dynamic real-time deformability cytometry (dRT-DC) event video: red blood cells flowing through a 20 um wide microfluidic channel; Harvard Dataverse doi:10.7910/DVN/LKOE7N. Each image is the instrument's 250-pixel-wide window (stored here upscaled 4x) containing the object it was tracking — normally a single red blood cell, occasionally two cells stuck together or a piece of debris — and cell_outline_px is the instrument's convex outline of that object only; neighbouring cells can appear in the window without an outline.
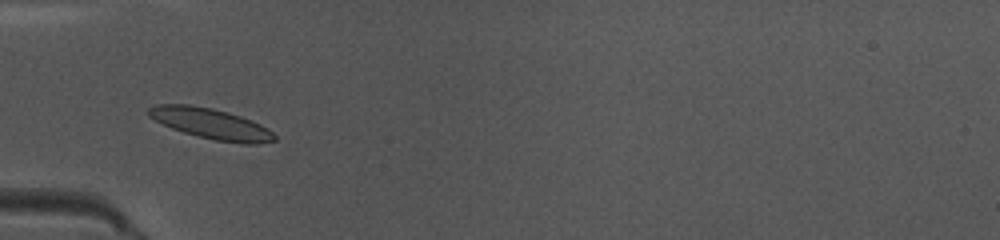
{"species": "common noctule bat (a hibernating species)", "species_latin": "Nyctalus noctula", "temperature_condition": "warm", "stored_images_in_passage": 35, "camera_frame_rate_fps": 3000, "um_per_image_px": 0.085, "animal": {"sex": "female", "body_mass_g": 10.0, "forearm_length_mm": 53.1}, "frame": {"image": 1, "passage_image": 2, "time_ms": 0.333, "image_size_px": [1000, 240], "cell_outline_px": [[276, 140], [260, 144], [244, 144], [216, 140], [184, 132], [172, 128], [148, 116], [148, 108], [156, 104], [188, 104], [212, 108], [228, 112], [252, 120], [268, 128], [276, 136]], "centroid_in_image_um": [17.96, 10.51], "position_along_channel_um": 67.0, "area_um2": 22.31}}
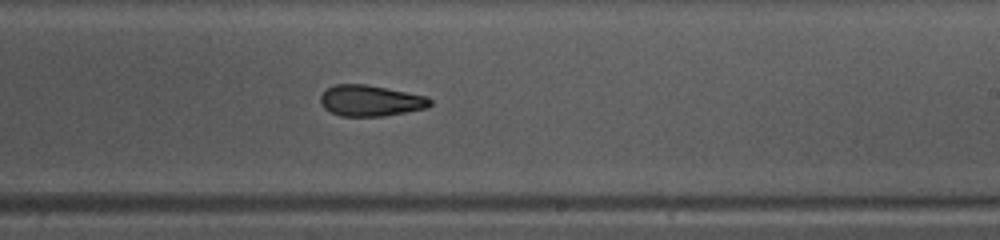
{"frame": {"image": 2, "passage_image": 16, "time_ms": 5.0, "image_size_px": [1000, 240], "cell_outline_px": [[432, 104], [428, 108], [384, 116], [340, 116], [324, 108], [320, 104], [320, 96], [328, 88], [336, 84], [364, 84], [428, 96], [432, 100]], "centroid_in_image_um": [31.52, 8.56], "position_along_channel_um": 257.5, "area_um2": 19.83}}
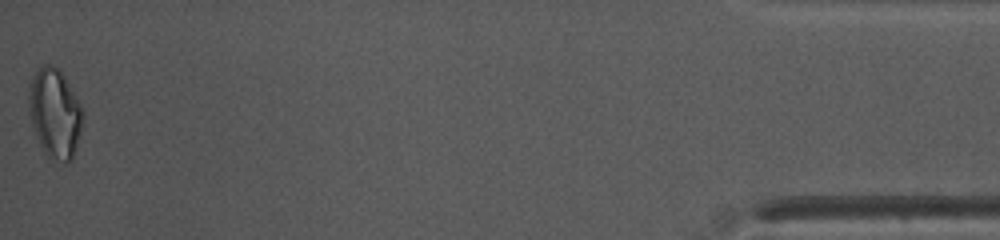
{"frame": {"image": 3, "passage_image": 35, "time_ms": 11.333, "image_size_px": [1000, 240], "cell_outline_px": [[84, 120], [72, 160], [68, 164], [64, 164], [52, 160], [44, 152], [36, 136], [28, 112], [28, 92], [32, 80], [36, 72], [44, 64], [48, 64], [56, 68], [64, 76], [76, 96], [84, 112]], "centroid_in_image_um": [4.67, 9.69], "position_along_channel_um": 430.5, "area_um2": 28.21}, "authors_computed_cell_mechanics": {"area_um2": 20.9814, "velocity_mm_per_s": 4.0863, "shape_relaxation_time_tau1_ms": 9.0511, "shape_relaxation_time_tau2_ms": 3.2289, "deformation_change_tau1": 0.2053, "deformation_change_tau2": 0.1125}}